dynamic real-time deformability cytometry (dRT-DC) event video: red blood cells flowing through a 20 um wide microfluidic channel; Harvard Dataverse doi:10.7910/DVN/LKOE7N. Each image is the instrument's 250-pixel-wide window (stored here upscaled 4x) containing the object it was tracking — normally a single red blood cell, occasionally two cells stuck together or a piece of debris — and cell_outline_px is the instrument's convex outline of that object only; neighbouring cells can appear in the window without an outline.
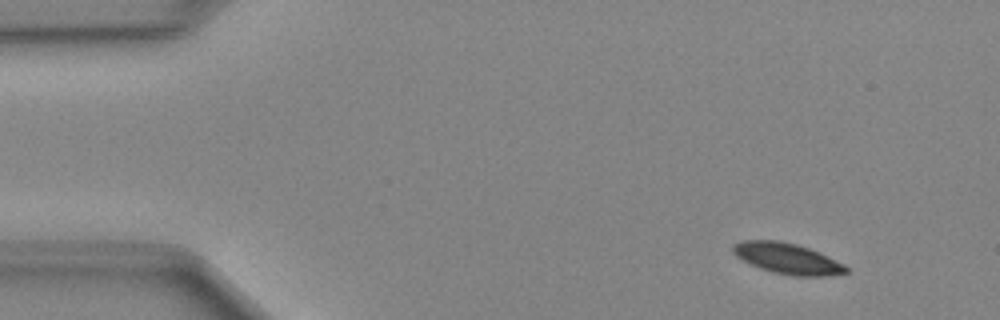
{"species": "Egyptian fruit bat (a non-hibernating species)", "species_latin": "Rousettus aegyptiacus", "temperature_condition": "cold", "stored_images_in_passage": 50, "camera_frame_rate_fps": 3000, "um_per_image_px": 0.085, "animal": {"sex": "female"}, "frame": {"image": 1, "passage_image": 5, "time_ms": 1.333, "image_size_px": [1000, 320], "cell_outline_px": [[848, 272], [824, 276], [796, 276], [772, 272], [760, 268], [736, 256], [732, 252], [732, 244], [744, 240], [780, 240], [796, 244], [820, 252], [844, 264], [848, 268]], "centroid_in_image_um": [66.92, 21.96], "position_along_channel_um": 18.1, "area_um2": 20.23}}
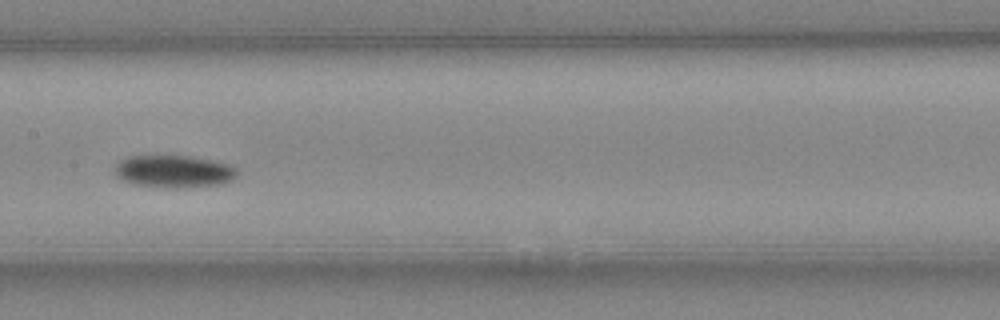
{"frame": {"image": 2, "passage_image": 25, "time_ms": 8.0, "image_size_px": [1000, 320], "cell_outline_px": [[236, 176], [232, 180], [224, 184], [176, 188], [168, 188], [136, 184], [120, 180], [116, 176], [116, 164], [120, 160], [128, 156], [192, 156], [212, 160], [228, 164], [236, 168]], "centroid_in_image_um": [14.78, 14.57], "position_along_channel_um": 192.6, "area_um2": 23.12}}
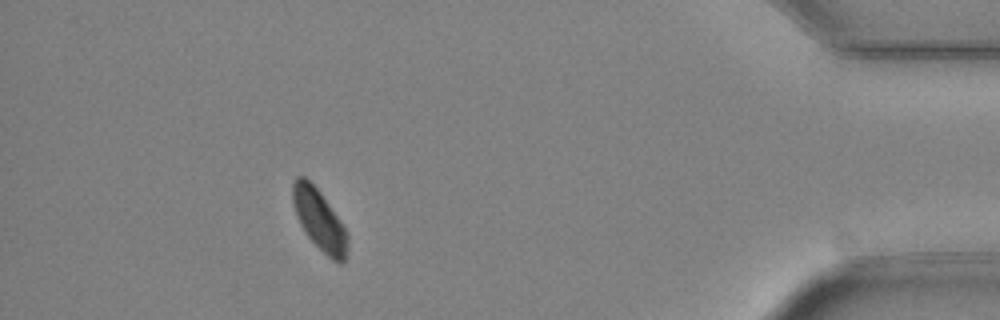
{"frame": {"image": 3, "passage_image": 45, "time_ms": 14.667, "image_size_px": [1000, 320], "cell_outline_px": [[348, 248], [344, 260], [340, 264], [332, 260], [308, 236], [300, 224], [292, 200], [292, 184], [296, 176], [304, 176], [320, 192], [340, 220], [348, 236]], "centroid_in_image_um": [27.15, 18.68], "position_along_channel_um": 408.1, "area_um2": 19.02}}